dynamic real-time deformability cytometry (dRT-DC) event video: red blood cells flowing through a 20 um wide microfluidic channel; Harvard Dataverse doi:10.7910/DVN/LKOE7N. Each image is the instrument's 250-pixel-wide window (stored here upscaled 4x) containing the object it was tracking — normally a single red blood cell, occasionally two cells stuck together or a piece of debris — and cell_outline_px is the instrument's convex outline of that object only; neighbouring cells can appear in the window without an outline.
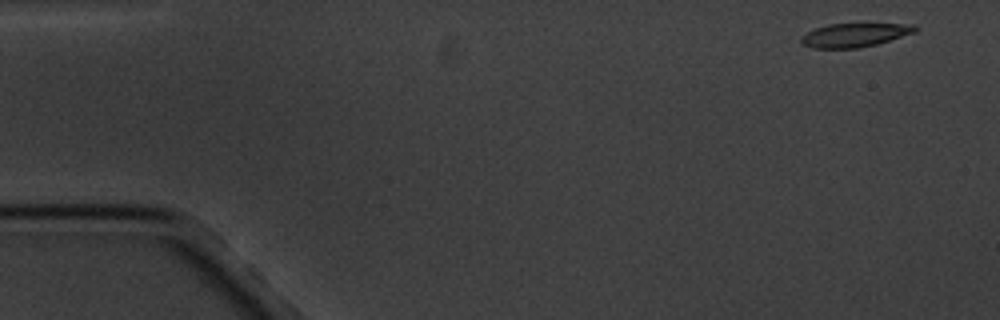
{"species": "common noctule bat (a hibernating species)", "species_latin": "Nyctalus noctula", "temperature_condition": "cold", "stored_images_in_passage": 5, "camera_frame_rate_fps": 3000, "um_per_image_px": 0.085, "animal": {"sex": "male", "body_mass_g": 20.1, "forearm_length_mm": 53.5}, "frame": {"image": 1, "passage_image": 1, "time_ms": 0.0, "image_size_px": [1000, 320], "cell_outline_px": [[920, 28], [916, 32], [876, 44], [856, 48], [812, 48], [804, 44], [800, 40], [800, 36], [816, 28], [828, 24], [864, 20], [912, 24]], "centroid_in_image_um": [72.73, 2.9], "position_along_channel_um": 12.3, "area_um2": 16.82}}
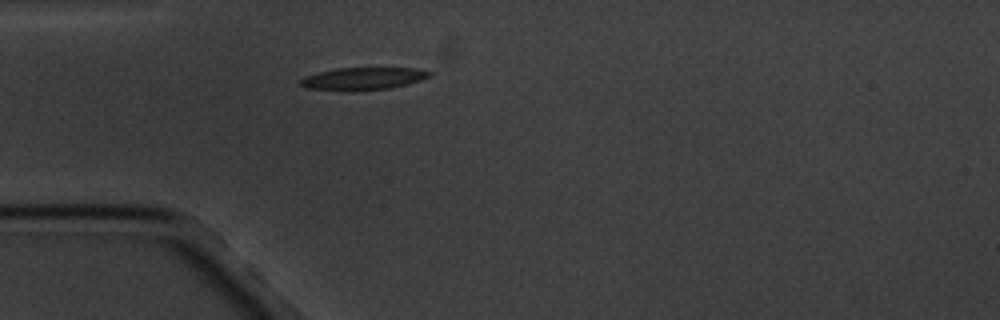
{"frame": {"image": 2, "passage_image": 5, "time_ms": 4.333, "image_size_px": [1000, 320], "cell_outline_px": [[432, 76], [408, 84], [392, 88], [352, 92], [344, 92], [308, 88], [300, 84], [300, 80], [304, 76], [336, 68], [416, 68], [432, 72]], "centroid_in_image_um": [30.87, 6.7], "position_along_channel_um": 54.1, "area_um2": 17.22}}